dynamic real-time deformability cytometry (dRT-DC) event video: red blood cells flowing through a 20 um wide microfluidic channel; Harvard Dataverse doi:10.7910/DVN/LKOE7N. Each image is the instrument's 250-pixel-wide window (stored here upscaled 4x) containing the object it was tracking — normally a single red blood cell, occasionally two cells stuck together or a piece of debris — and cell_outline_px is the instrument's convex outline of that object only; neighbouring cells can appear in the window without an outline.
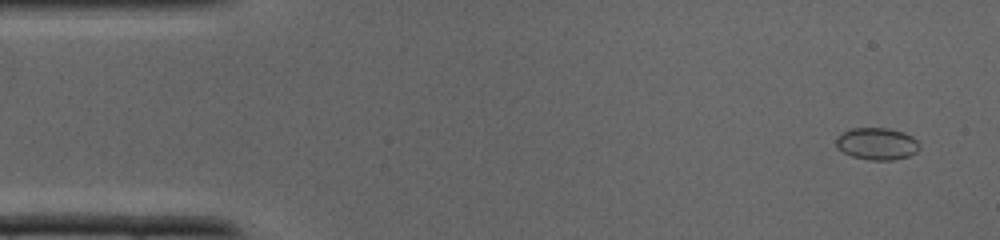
{"species": "common noctule bat (a hibernating species)", "species_latin": "Nyctalus noctula", "temperature_condition": "cold", "stored_images_in_passage": 20, "camera_frame_rate_fps": 3000, "um_per_image_px": 0.085, "animal": {"sex": "male", "body_mass_g": 19.0, "forearm_length_mm": 50.8}, "frame": {"image": 1, "passage_image": 2, "time_ms": 0.333, "image_size_px": [1000, 240], "cell_outline_px": [[920, 148], [916, 152], [908, 156], [892, 160], [868, 160], [852, 156], [836, 148], [836, 140], [840, 132], [852, 128], [888, 128], [904, 132], [912, 136], [916, 140]], "centroid_in_image_um": [74.52, 12.21], "position_along_channel_um": 10.5, "area_um2": 15.66}}
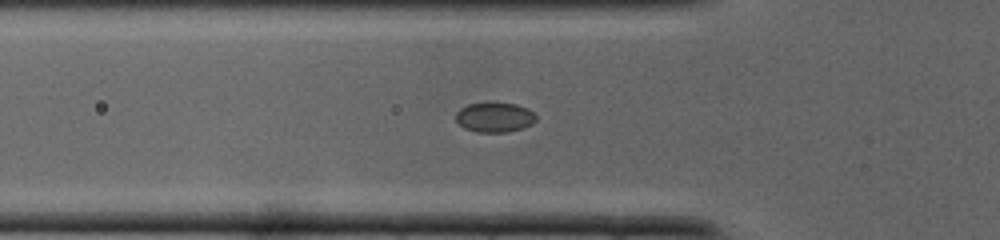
{"frame": {"image": 2, "passage_image": 12, "time_ms": 3.667, "image_size_px": [1000, 240], "cell_outline_px": [[536, 120], [532, 124], [524, 128], [508, 132], [476, 132], [464, 128], [456, 120], [456, 112], [460, 108], [468, 104], [516, 104], [528, 108], [536, 116]], "centroid_in_image_um": [42.05, 9.99], "position_along_channel_um": 83.7, "area_um2": 13.76}}
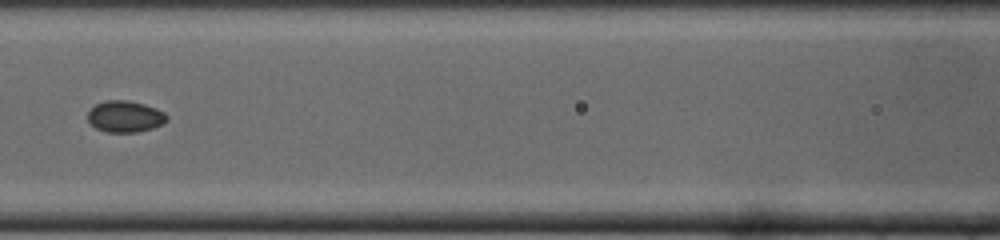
{"frame": {"image": 3, "passage_image": 16, "time_ms": 5.0, "image_size_px": [1000, 240], "cell_outline_px": [[168, 120], [152, 128], [136, 132], [108, 132], [96, 128], [88, 120], [88, 112], [96, 104], [104, 100], [128, 100], [144, 104], [156, 108], [164, 112], [168, 116]], "centroid_in_image_um": [10.64, 9.89], "position_along_channel_um": 156.0, "area_um2": 14.39}}